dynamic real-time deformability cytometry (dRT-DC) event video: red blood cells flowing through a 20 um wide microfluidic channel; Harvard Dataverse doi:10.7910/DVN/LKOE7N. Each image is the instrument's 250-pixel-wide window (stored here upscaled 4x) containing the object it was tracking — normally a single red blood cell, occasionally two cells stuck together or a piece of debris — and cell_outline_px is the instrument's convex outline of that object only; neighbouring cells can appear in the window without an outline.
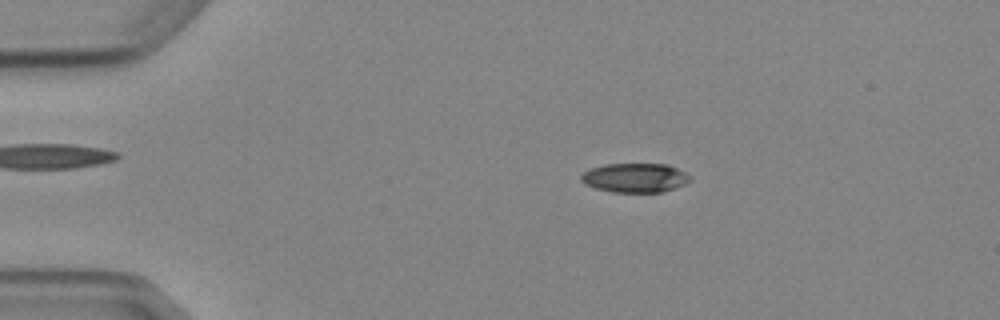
{"species": "Egyptian fruit bat (a non-hibernating species)", "species_latin": "Rousettus aegyptiacus", "temperature_condition": "cold", "stored_images_in_passage": 2, "camera_frame_rate_fps": 3000, "um_per_image_px": 0.085, "animal": {"sex": "female"}, "frame": {"image": 1, "passage_image": 1, "time_ms": 0.0, "image_size_px": [1000, 320], "cell_outline_px": [[692, 180], [684, 184], [664, 192], [612, 192], [596, 188], [584, 184], [580, 180], [580, 176], [588, 168], [604, 164], [668, 164], [684, 172]], "centroid_in_image_um": [53.93, 15.11], "position_along_channel_um": 31.1, "area_um2": 18.61}}